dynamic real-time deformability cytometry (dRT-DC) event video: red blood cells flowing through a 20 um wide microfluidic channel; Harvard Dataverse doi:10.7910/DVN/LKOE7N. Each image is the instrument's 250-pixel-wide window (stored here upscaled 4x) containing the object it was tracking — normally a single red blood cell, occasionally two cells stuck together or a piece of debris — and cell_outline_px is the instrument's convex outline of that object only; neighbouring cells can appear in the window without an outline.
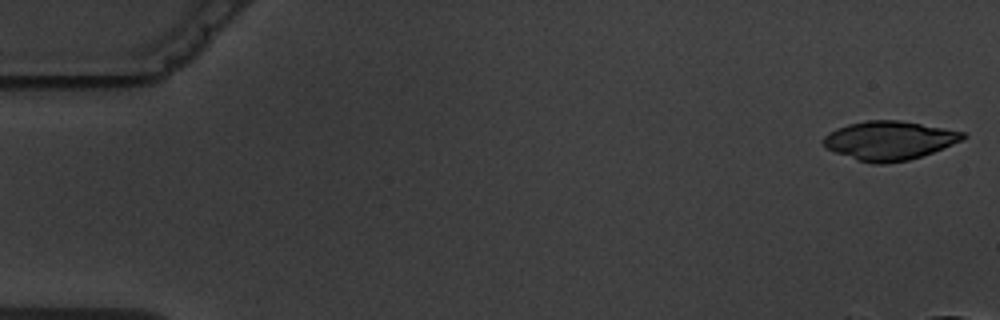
{"species": "common noctule bat (a hibernating species)", "species_latin": "Nyctalus noctula", "temperature_condition": "warm", "stored_images_in_passage": 6, "camera_frame_rate_fps": 3000, "um_per_image_px": 0.085, "animal": {"sex": "male", "body_mass_g": 19.5, "forearm_length_mm": 54.6}, "frame": {"image": 1, "passage_image": 1, "time_ms": 0.0, "image_size_px": [1000, 320], "cell_outline_px": [[968, 136], [952, 144], [932, 152], [908, 160], [884, 164], [872, 164], [856, 160], [824, 148], [824, 136], [828, 132], [836, 128], [848, 124], [868, 120], [900, 120], [968, 132]], "centroid_in_image_um": [75.57, 11.94], "position_along_channel_um": 9.4, "area_um2": 31.67}}